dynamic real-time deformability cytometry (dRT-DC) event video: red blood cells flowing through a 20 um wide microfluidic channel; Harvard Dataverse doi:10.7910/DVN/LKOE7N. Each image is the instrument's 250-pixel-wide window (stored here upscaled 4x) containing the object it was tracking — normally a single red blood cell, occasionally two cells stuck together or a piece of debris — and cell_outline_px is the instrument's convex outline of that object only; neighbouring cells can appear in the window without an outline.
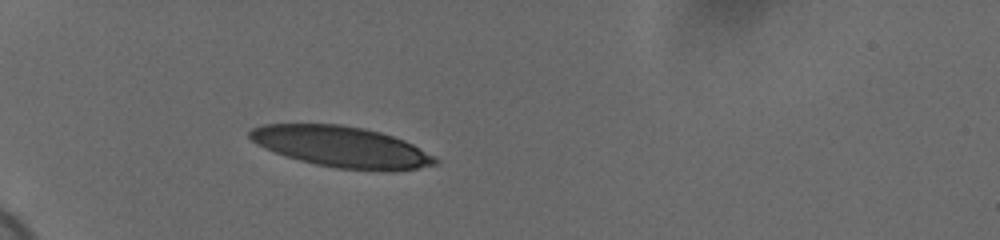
{"species": "human", "species_latin": "Homo sapiens", "temperature_condition": "cold", "stored_images_in_passage": 39, "camera_frame_rate_fps": 3000, "um_per_image_px": 0.085, "donor": {"sex": "female"}, "frame": {"image": 1, "passage_image": 1, "time_ms": 0.0, "image_size_px": [1000, 240], "cell_outline_px": [[440, 160], [436, 164], [416, 168], [392, 172], [388, 172], [336, 168], [316, 164], [300, 160], [264, 148], [256, 144], [248, 136], [248, 132], [252, 128], [260, 124], [340, 124], [364, 128], [380, 132], [404, 140], [436, 156]], "centroid_in_image_um": [29.05, 12.48], "position_along_channel_um": 55.9, "area_um2": 44.33}}
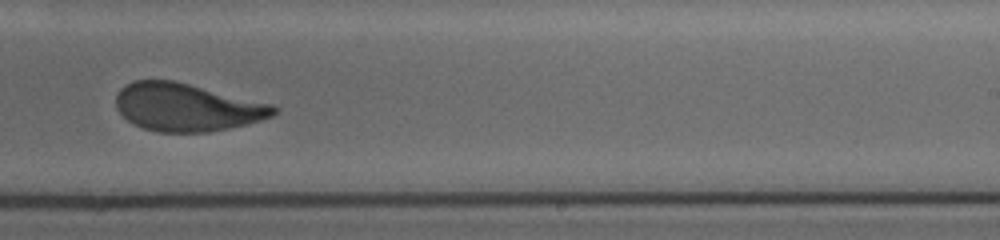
{"frame": {"image": 2, "passage_image": 21, "time_ms": 6.667, "image_size_px": [1000, 240], "cell_outline_px": [[280, 108], [272, 116], [260, 120], [228, 128], [208, 132], [160, 132], [144, 128], [132, 124], [116, 108], [116, 92], [124, 84], [132, 80], [172, 80], [272, 104]], "centroid_in_image_um": [15.83, 9.11], "position_along_channel_um": 273.2, "area_um2": 43.75}}
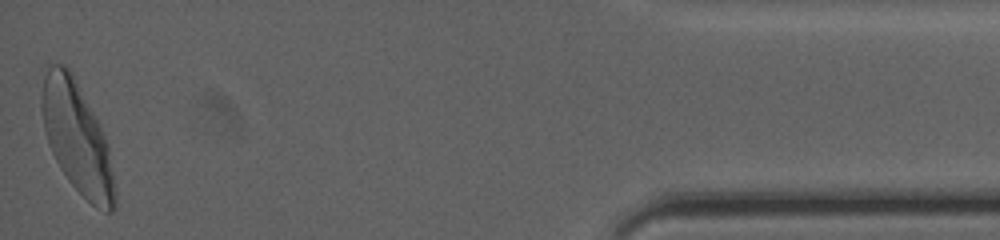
{"frame": {"image": 3, "passage_image": 39, "time_ms": 12.667, "image_size_px": [1000, 240], "cell_outline_px": [[116, 208], [112, 212], [104, 212], [96, 208], [68, 180], [60, 168], [48, 144], [44, 128], [40, 108], [40, 68], [52, 64], [64, 64], [72, 72], [108, 144], [116, 196]], "centroid_in_image_um": [6.48, 11.65], "position_along_channel_um": 428.7, "area_um2": 47.51}, "authors_computed_cell_mechanics": {"area_um2": 45.084, "velocity_mm_per_s": 3.6713, "shape_relaxation_time_tau1_ms": 3.5201, "shape_relaxation_time_tau2_ms": 0.974, "deformation_change_tau1": 0.1717, "deformation_change_tau2": 0.0845}}